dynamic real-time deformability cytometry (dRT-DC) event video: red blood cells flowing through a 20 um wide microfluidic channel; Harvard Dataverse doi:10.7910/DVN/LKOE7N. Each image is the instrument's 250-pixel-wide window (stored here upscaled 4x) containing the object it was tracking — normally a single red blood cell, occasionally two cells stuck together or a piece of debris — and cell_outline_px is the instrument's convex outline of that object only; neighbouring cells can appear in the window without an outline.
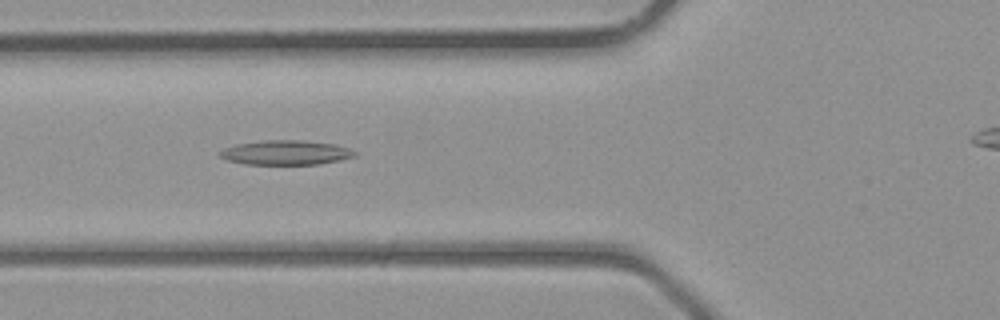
{"species": "common noctule bat (a hibernating species)", "species_latin": "Nyctalus noctula", "temperature_condition": "room temperature", "stored_images_in_passage": 35, "segment_of_instrument_passage": [1, 2], "camera_frame_rate_fps": 3000, "um_per_image_px": 0.085, "animal": {"sex": "male", "body_mass_g": 23.1, "forearm_length_mm": 52.7}, "frame": {"image": 1, "passage_image": 14, "time_ms": 4.333, "image_size_px": [1000, 320], "cell_outline_px": [[356, 156], [340, 160], [320, 164], [244, 164], [228, 160], [220, 156], [220, 152], [224, 148], [236, 144], [260, 140], [300, 140], [336, 144], [348, 148], [356, 152]], "centroid_in_image_um": [24.3, 12.96], "position_along_channel_um": 101.5, "area_um2": 19.25}}
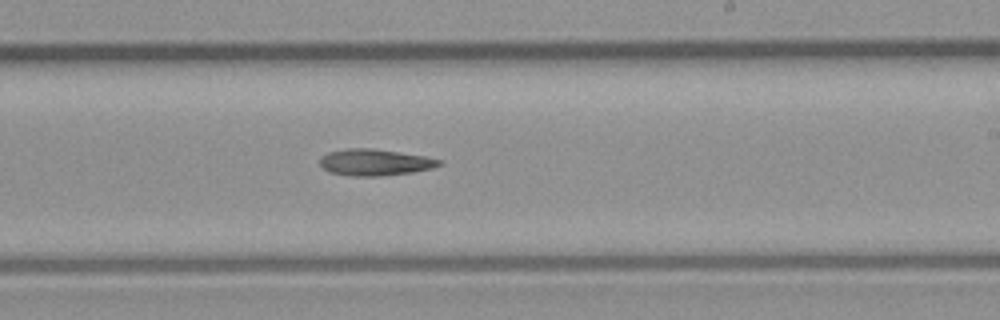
{"frame": {"image": 2, "passage_image": 23, "time_ms": 7.333, "image_size_px": [1000, 320], "cell_outline_px": [[444, 164], [432, 168], [412, 172], [384, 176], [352, 176], [328, 172], [320, 164], [320, 156], [328, 152], [348, 148], [372, 148], [424, 156], [444, 160]], "centroid_in_image_um": [31.88, 13.8], "position_along_channel_um": 257.1, "area_um2": 18.55}}
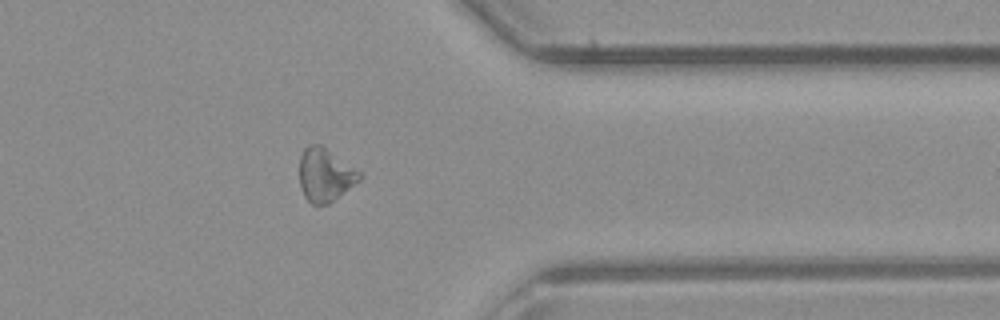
{"frame": {"image": 3, "passage_image": 31, "time_ms": 10.0, "image_size_px": [1000, 320], "cell_outline_px": [[360, 180], [328, 204], [312, 204], [304, 196], [300, 188], [300, 156], [304, 148], [308, 144], [320, 144], [360, 172]], "centroid_in_image_um": [27.6, 14.86], "position_along_channel_um": 383.8, "area_um2": 18.32}}